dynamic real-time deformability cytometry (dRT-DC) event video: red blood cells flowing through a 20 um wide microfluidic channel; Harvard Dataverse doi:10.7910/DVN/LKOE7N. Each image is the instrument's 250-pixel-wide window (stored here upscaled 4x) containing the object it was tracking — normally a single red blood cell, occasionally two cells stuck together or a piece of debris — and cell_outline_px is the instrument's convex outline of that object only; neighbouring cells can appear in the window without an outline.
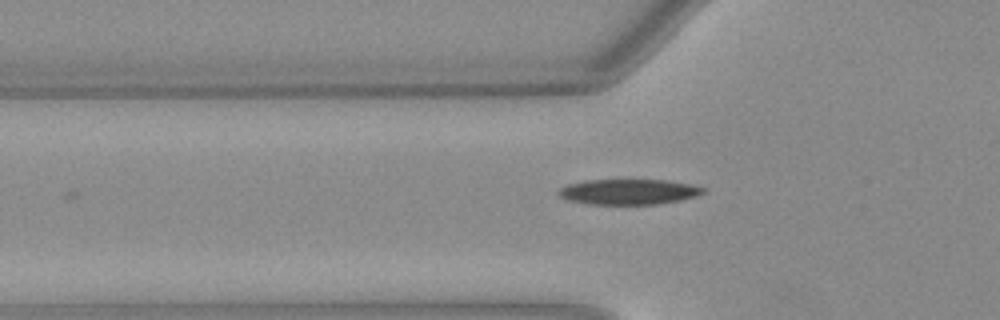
{"species": "Egyptian fruit bat (a non-hibernating species)", "species_latin": "Rousettus aegyptiacus", "temperature_condition": "warm", "stored_images_in_passage": 26, "camera_frame_rate_fps": 3000, "um_per_image_px": 0.085, "animal": {"sex": "female"}, "frame": {"image": 1, "passage_image": 3, "time_ms": 0.667, "image_size_px": [1000, 320], "cell_outline_px": [[704, 192], [696, 196], [680, 200], [660, 204], [584, 204], [568, 200], [560, 196], [556, 192], [560, 188], [568, 184], [588, 180], [664, 180], [688, 184], [704, 188]], "centroid_in_image_um": [53.39, 16.31], "position_along_channel_um": 72.4, "area_um2": 21.27}}
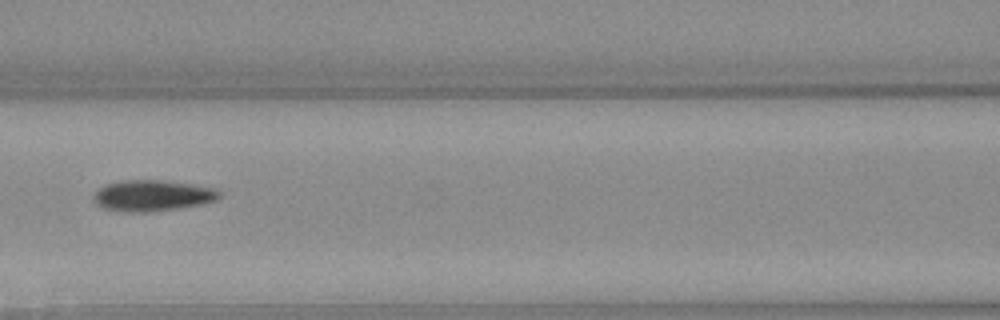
{"frame": {"image": 2, "passage_image": 9, "time_ms": 2.667, "image_size_px": [1000, 320], "cell_outline_px": [[220, 196], [216, 200], [200, 204], [176, 208], [144, 212], [128, 212], [104, 208], [96, 204], [96, 192], [100, 188], [108, 184], [124, 180], [160, 180], [216, 188], [220, 192]], "centroid_in_image_um": [12.98, 16.62], "position_along_channel_um": 153.6, "area_um2": 22.14}}
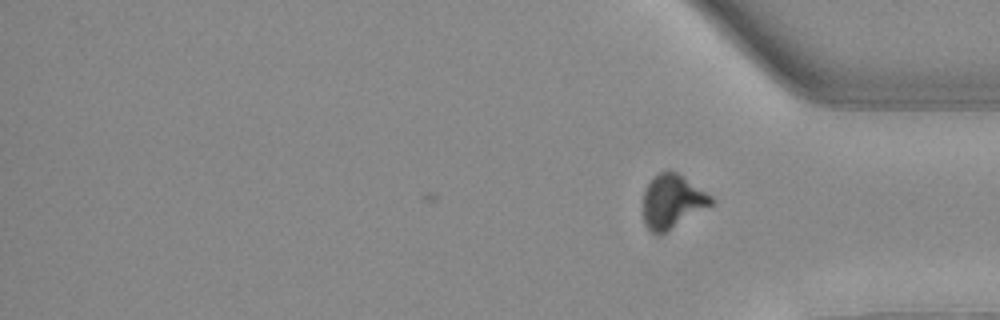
{"frame": {"image": 3, "passage_image": 26, "time_ms": 8.333, "image_size_px": [1000, 320], "cell_outline_px": [[712, 204], [660, 236], [656, 236], [644, 224], [644, 192], [652, 176], [660, 172], [676, 172], [712, 196]], "centroid_in_image_um": [57.11, 17.15], "position_along_channel_um": 378.1, "area_um2": 20.98}, "authors_computed_cell_mechanics": {"area_um2": 22.0796, "velocity_mm_per_s": 4.0417, "shape_relaxation_time_tau1_ms": 3.3589, "shape_relaxation_time_tau2_ms": 2.8955, "deformation_change_tau1": 0.1798, "deformation_change_tau2": 0.0921}}